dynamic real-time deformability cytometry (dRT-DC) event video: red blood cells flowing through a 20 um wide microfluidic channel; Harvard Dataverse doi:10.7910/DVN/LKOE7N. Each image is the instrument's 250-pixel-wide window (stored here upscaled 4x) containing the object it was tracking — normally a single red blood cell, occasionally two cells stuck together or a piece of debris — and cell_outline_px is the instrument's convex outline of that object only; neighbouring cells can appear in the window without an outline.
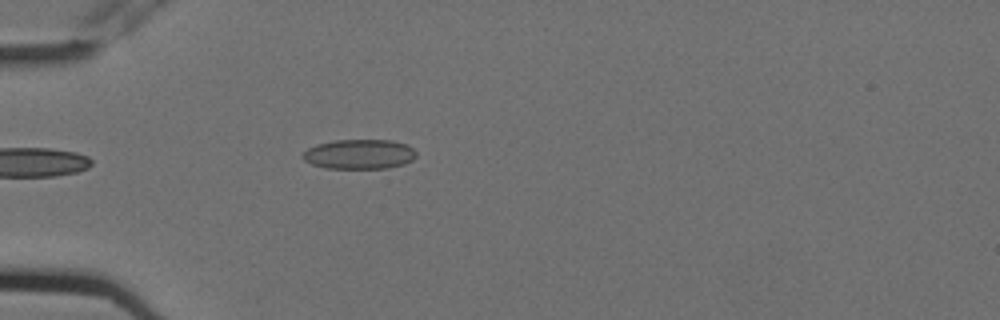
{"species": "Egyptian fruit bat (a non-hibernating species)", "species_latin": "Rousettus aegyptiacus", "temperature_condition": "cold", "stored_images_in_passage": 6, "camera_frame_rate_fps": 3000, "um_per_image_px": 0.085, "animal": {"sex": "female"}, "frame": {"image": 1, "passage_image": 6, "time_ms": 1.667, "image_size_px": [1000, 320], "cell_outline_px": [[416, 156], [412, 160], [404, 164], [388, 168], [324, 168], [312, 164], [304, 160], [300, 156], [308, 148], [316, 144], [336, 140], [392, 140], [408, 144], [416, 152]], "centroid_in_image_um": [30.54, 13.1], "position_along_channel_um": 54.5, "area_um2": 19.77}}